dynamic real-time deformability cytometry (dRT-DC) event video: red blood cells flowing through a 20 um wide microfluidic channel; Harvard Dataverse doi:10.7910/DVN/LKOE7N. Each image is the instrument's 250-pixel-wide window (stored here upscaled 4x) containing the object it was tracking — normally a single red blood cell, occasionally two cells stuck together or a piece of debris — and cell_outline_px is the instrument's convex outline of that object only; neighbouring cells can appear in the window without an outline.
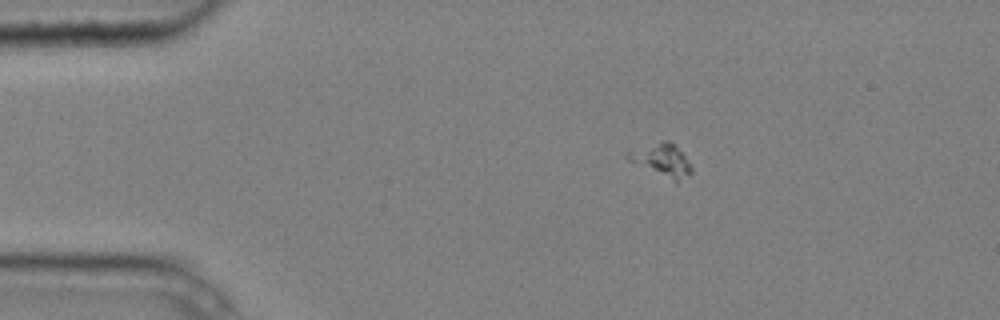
{"species": "common noctule bat (a hibernating species)", "species_latin": "Nyctalus noctula", "temperature_condition": "cold", "stored_images_in_passage": 7, "camera_frame_rate_fps": 3000, "um_per_image_px": 0.085, "animal": {"sex": "male", "body_mass_g": 20.4}, "frame": {"image": 1, "passage_image": 3, "time_ms": 0.667, "image_size_px": [1000, 320], "cell_outline_px": [[692, 172], [676, 184], [628, 160], [624, 156], [624, 152], [664, 140], [668, 140], [684, 156], [692, 168]], "centroid_in_image_um": [56.22, 13.65], "position_along_channel_um": 28.8, "area_um2": 12.08}}
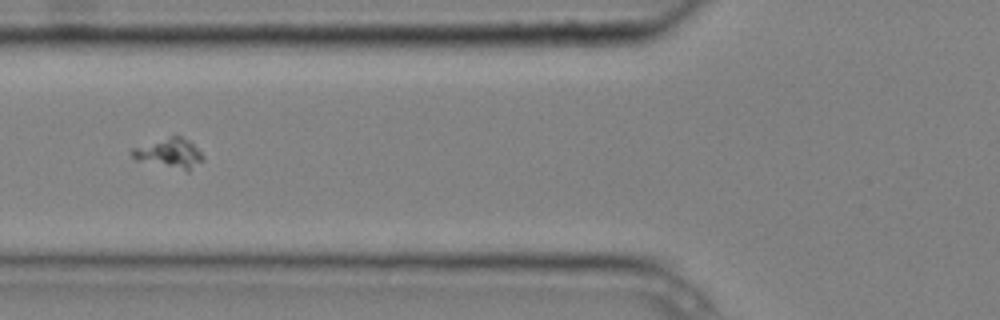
{"frame": {"image": 2, "passage_image": 6, "time_ms": 1.667, "image_size_px": [1000, 320], "cell_outline_px": [[204, 160], [188, 172], [136, 160], [128, 152], [132, 148], [172, 136], [180, 136], [188, 140], [204, 156]], "centroid_in_image_um": [14.4, 13.06], "position_along_channel_um": 111.4, "area_um2": 12.25}}
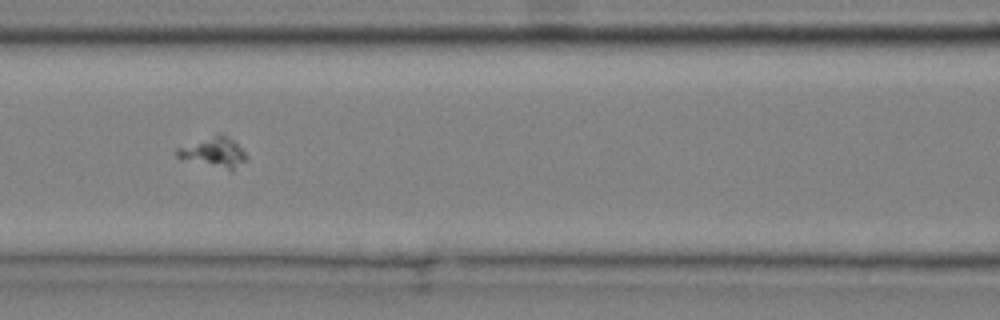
{"frame": {"image": 3, "passage_image": 7, "time_ms": 2.0, "image_size_px": [1000, 320], "cell_outline_px": [[248, 156], [232, 172], [176, 156], [176, 148], [220, 132], [232, 140]], "centroid_in_image_um": [18.18, 12.94], "position_along_channel_um": 148.4, "area_um2": 11.91}}